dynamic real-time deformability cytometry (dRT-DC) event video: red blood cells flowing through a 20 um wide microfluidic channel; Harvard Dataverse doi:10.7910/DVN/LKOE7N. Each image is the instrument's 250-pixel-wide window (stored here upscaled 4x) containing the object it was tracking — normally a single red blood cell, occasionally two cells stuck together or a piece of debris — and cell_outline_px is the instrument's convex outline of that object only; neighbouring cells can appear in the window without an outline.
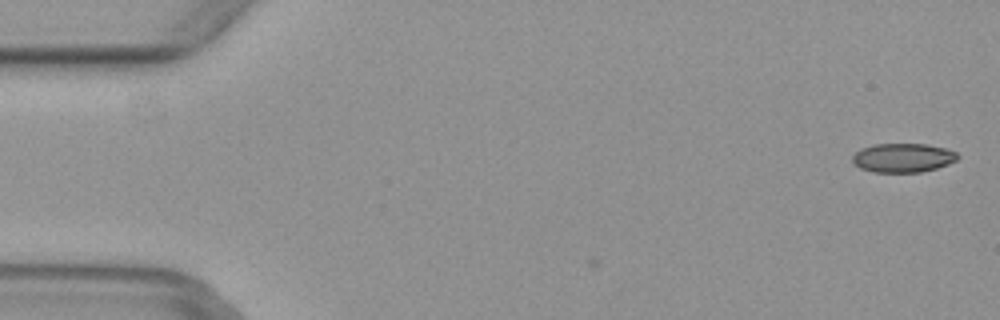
{"species": "common noctule bat (a hibernating species)", "species_latin": "Nyctalus noctula", "temperature_condition": "warm", "stored_images_in_passage": 5, "camera_frame_rate_fps": 3000, "um_per_image_px": 0.085, "animal": {"sex": "female", "body_mass_g": 29.2, "forearm_length_mm": 56.3}, "frame": {"image": 1, "passage_image": 1, "time_ms": 0.0, "image_size_px": [1000, 320], "cell_outline_px": [[960, 156], [956, 160], [948, 164], [936, 168], [920, 172], [872, 172], [860, 168], [852, 164], [852, 156], [860, 148], [872, 144], [928, 144], [944, 148], [956, 152]], "centroid_in_image_um": [76.71, 13.41], "position_along_channel_um": 8.3, "area_um2": 17.92}}
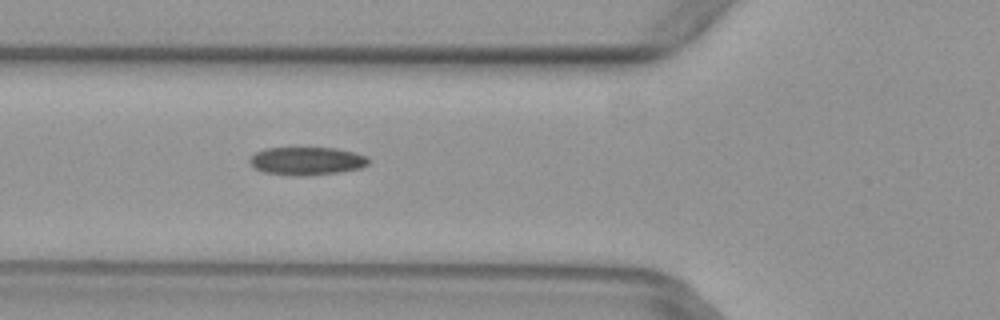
{"frame": {"image": 2, "passage_image": 5, "time_ms": 1.333, "image_size_px": [1000, 320], "cell_outline_px": [[368, 164], [360, 168], [340, 172], [304, 176], [296, 176], [264, 172], [256, 168], [248, 160], [256, 152], [264, 148], [336, 148], [368, 156]], "centroid_in_image_um": [26.08, 13.68], "position_along_channel_um": 99.7, "area_um2": 19.31}}